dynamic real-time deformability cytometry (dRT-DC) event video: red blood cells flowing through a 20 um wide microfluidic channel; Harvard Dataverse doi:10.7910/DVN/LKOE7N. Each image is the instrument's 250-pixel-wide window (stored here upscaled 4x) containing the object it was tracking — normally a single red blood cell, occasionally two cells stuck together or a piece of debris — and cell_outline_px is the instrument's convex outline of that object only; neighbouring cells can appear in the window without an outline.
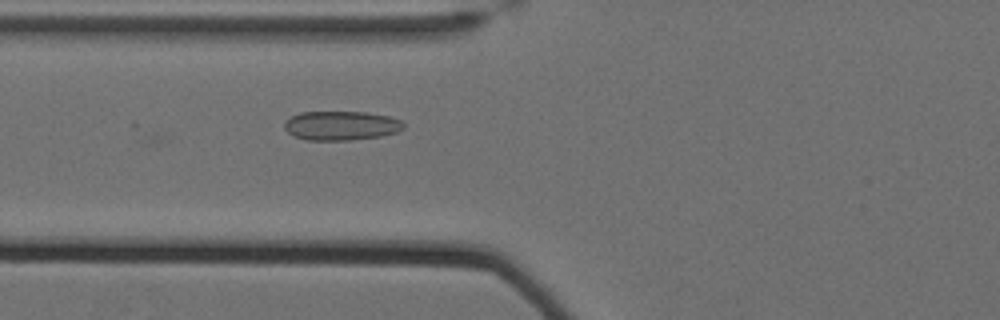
{"species": "Egyptian fruit bat (a non-hibernating species)", "species_latin": "Rousettus aegyptiacus", "temperature_condition": "cold", "stored_images_in_passage": 10, "camera_frame_rate_fps": 3000, "um_per_image_px": 0.085, "animal": {"sex": "female"}, "frame": {"image": 1, "passage_image": 3, "time_ms": 0.667, "image_size_px": [1000, 320], "cell_outline_px": [[404, 128], [396, 132], [380, 136], [348, 140], [308, 140], [296, 136], [288, 132], [284, 128], [284, 120], [300, 112], [368, 112], [388, 116], [400, 120], [404, 124]], "centroid_in_image_um": [28.98, 10.67], "position_along_channel_um": 96.8, "area_um2": 20.17}}
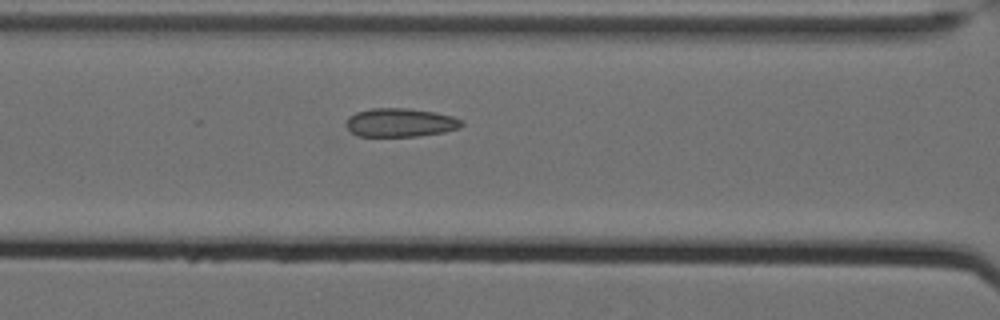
{"frame": {"image": 2, "passage_image": 6, "time_ms": 1.667, "image_size_px": [1000, 320], "cell_outline_px": [[464, 124], [460, 128], [444, 132], [416, 136], [356, 136], [344, 124], [348, 116], [356, 112], [372, 108], [408, 108], [436, 112], [452, 116], [464, 120]], "centroid_in_image_um": [34.03, 10.41], "position_along_channel_um": 132.6, "area_um2": 19.48}}
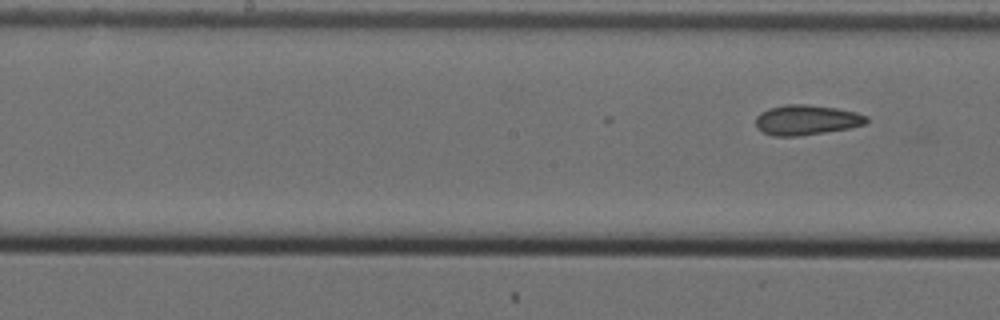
{"frame": {"image": 3, "passage_image": 10, "time_ms": 3.0, "image_size_px": [1000, 320], "cell_outline_px": [[868, 120], [864, 124], [848, 128], [824, 132], [796, 136], [772, 136], [756, 128], [756, 116], [760, 112], [768, 108], [784, 104], [808, 104], [836, 108], [856, 112], [868, 116]], "centroid_in_image_um": [68.51, 10.18], "position_along_channel_um": 179.7, "area_um2": 19.42}}